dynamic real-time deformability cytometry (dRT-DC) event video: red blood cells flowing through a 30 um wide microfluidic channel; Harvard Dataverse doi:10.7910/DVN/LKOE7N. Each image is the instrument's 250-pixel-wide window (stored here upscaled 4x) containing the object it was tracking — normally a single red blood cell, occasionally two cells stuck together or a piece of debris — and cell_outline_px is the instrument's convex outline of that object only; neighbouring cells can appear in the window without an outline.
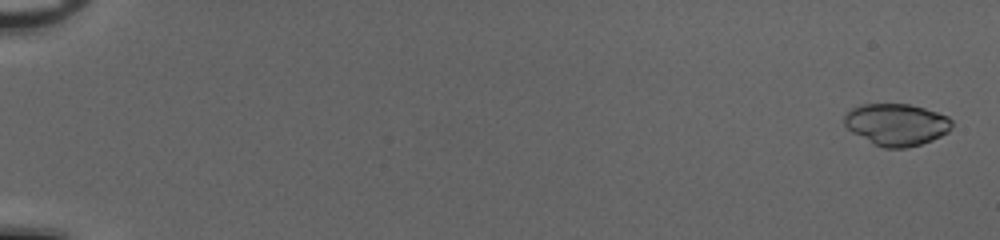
{"species": "common noctule bat (a hibernating species)", "species_latin": "Nyctalus noctula", "temperature_condition": "cold", "stored_images_in_passage": 53, "camera_frame_rate_fps": 3000, "um_per_image_px": 0.085, "animal": {"sex": "female", "body_mass_g": 20.0, "forearm_length_mm": 54.0}, "frame": {"image": 1, "passage_image": 2, "time_ms": 0.333, "image_size_px": [1000, 240], "cell_outline_px": [[952, 128], [948, 132], [932, 140], [908, 148], [884, 148], [852, 132], [844, 124], [844, 116], [852, 108], [860, 104], [908, 104], [924, 108], [948, 116], [952, 120]], "centroid_in_image_um": [76.22, 10.58], "position_along_channel_um": 8.8, "area_um2": 26.13}}
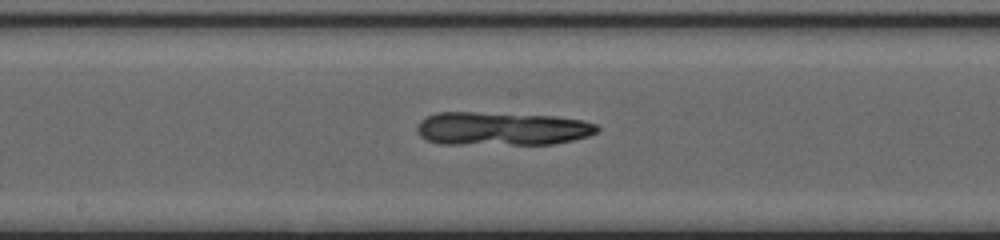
{"frame": {"image": 2, "passage_image": 31, "time_ms": 10.0, "image_size_px": [1000, 240], "cell_outline_px": [[600, 128], [596, 132], [588, 136], [572, 140], [552, 144], [440, 144], [428, 140], [420, 136], [416, 132], [416, 124], [420, 120], [436, 112], [476, 112], [552, 116], [584, 120], [596, 124]], "centroid_in_image_um": [42.62, 10.94], "position_along_channel_um": 205.6, "area_um2": 35.26}}
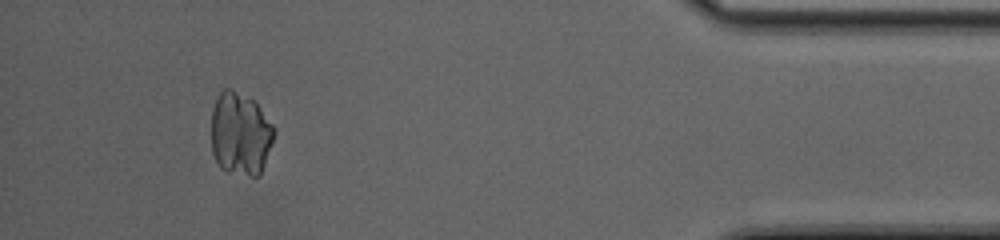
{"frame": {"image": 3, "passage_image": 50, "time_ms": 16.333, "image_size_px": [1000, 240], "cell_outline_px": [[276, 132], [260, 176], [248, 176], [228, 172], [220, 168], [212, 152], [212, 108], [216, 96], [224, 88], [232, 88], [252, 100], [256, 104], [272, 124]], "centroid_in_image_um": [20.42, 11.38], "position_along_channel_um": 414.8, "area_um2": 30.52}}